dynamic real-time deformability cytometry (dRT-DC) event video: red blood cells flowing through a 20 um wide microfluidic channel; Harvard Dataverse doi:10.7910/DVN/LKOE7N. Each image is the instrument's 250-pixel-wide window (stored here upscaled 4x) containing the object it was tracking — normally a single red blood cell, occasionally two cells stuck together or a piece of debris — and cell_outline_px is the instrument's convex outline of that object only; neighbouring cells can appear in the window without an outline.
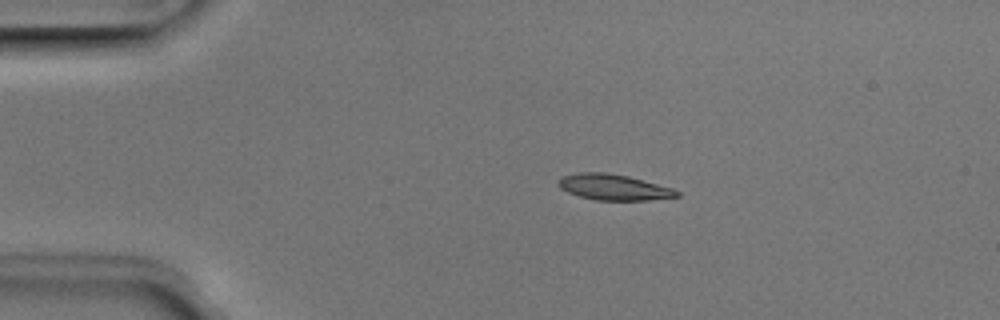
{"species": "Egyptian fruit bat (a non-hibernating species)", "species_latin": "Rousettus aegyptiacus", "temperature_condition": "room temperature", "stored_images_in_passage": 5, "camera_frame_rate_fps": 3000, "um_per_image_px": 0.085, "animal": {"sex": "male"}, "frame": {"image": 1, "passage_image": 2, "time_ms": 0.333, "image_size_px": [1000, 320], "cell_outline_px": [[680, 196], [648, 200], [596, 200], [580, 196], [568, 192], [560, 188], [556, 184], [556, 180], [560, 176], [580, 172], [604, 172], [628, 176], [672, 188], [680, 192]], "centroid_in_image_um": [52.11, 15.9], "position_along_channel_um": 32.9, "area_um2": 17.86}}
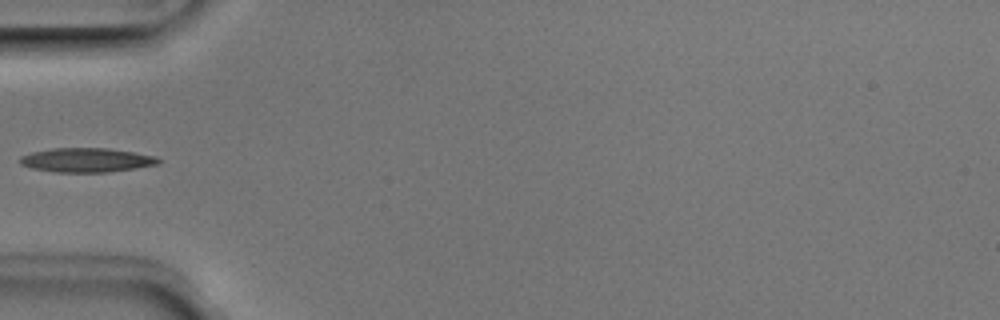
{"frame": {"image": 2, "passage_image": 4, "time_ms": 1.0, "image_size_px": [1000, 320], "cell_outline_px": [[160, 164], [136, 168], [108, 172], [56, 172], [32, 168], [20, 164], [20, 156], [32, 152], [52, 148], [108, 148], [156, 156], [160, 160]], "centroid_in_image_um": [7.36, 13.6], "position_along_channel_um": 77.6, "area_um2": 19.48}}